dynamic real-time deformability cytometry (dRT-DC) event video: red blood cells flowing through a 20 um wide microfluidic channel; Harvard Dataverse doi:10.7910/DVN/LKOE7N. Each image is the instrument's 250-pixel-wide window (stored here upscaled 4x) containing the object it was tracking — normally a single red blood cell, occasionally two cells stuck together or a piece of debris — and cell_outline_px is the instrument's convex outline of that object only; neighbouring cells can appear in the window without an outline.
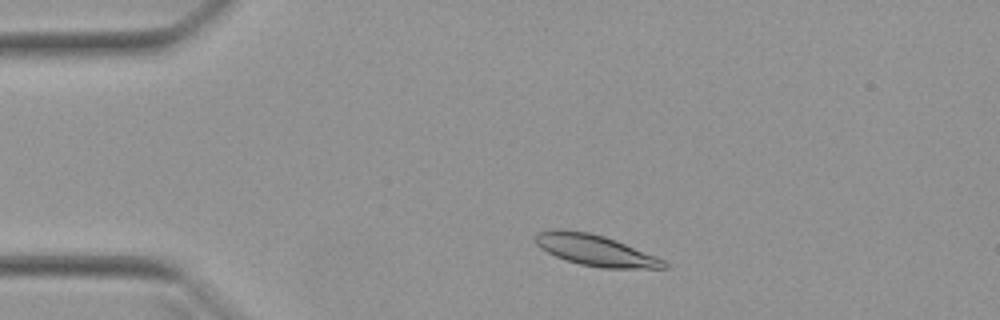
{"species": "Egyptian fruit bat (a non-hibernating species)", "species_latin": "Rousettus aegyptiacus", "temperature_condition": "warm", "stored_images_in_passage": 47, "camera_frame_rate_fps": 3000, "um_per_image_px": 0.085, "animal": {"sex": "female"}, "frame": {"image": 1, "passage_image": 6, "time_ms": 1.667, "image_size_px": [1000, 320], "cell_outline_px": [[668, 268], [600, 268], [580, 264], [556, 256], [540, 248], [536, 244], [536, 232], [552, 228], [560, 228], [588, 232], [604, 236], [616, 240], [664, 260], [668, 264]], "centroid_in_image_um": [50.57, 21.25], "position_along_channel_um": 34.4, "area_um2": 23.18}}
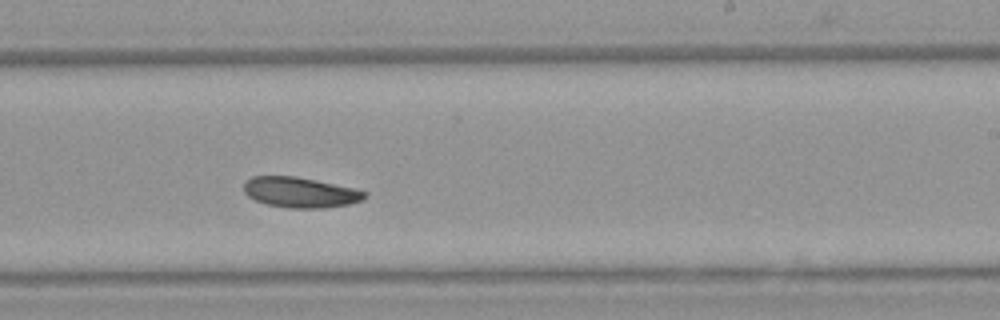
{"frame": {"image": 2, "passage_image": 27, "time_ms": 8.667, "image_size_px": [1000, 320], "cell_outline_px": [[368, 196], [352, 204], [324, 208], [288, 208], [264, 204], [248, 196], [244, 192], [244, 180], [252, 176], [296, 176], [356, 188], [368, 192]], "centroid_in_image_um": [25.53, 16.35], "position_along_channel_um": 263.5, "area_um2": 21.73}}
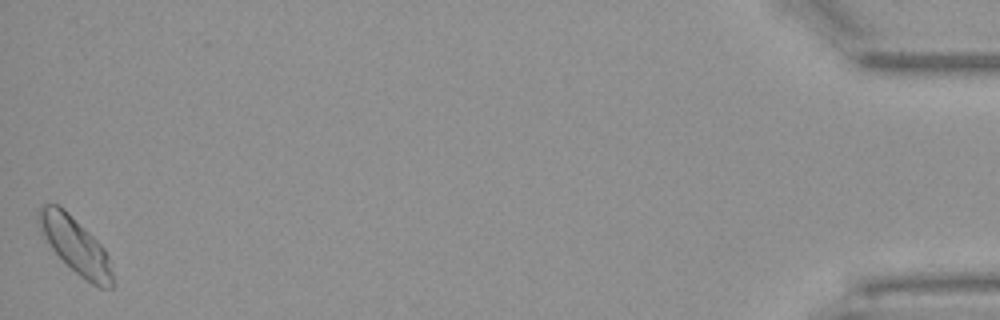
{"frame": {"image": 3, "passage_image": 47, "time_ms": 15.333, "image_size_px": [1000, 320], "cell_outline_px": [[112, 288], [100, 288], [92, 284], [80, 276], [52, 248], [44, 236], [36, 220], [36, 212], [40, 204], [60, 204], [104, 248], [108, 256], [112, 272]], "centroid_in_image_um": [6.37, 20.81], "position_along_channel_um": 428.8, "area_um2": 23.7}, "authors_computed_cell_mechanics": {"area_um2": 21.8484, "velocity_mm_per_s": 3.9192, "shape_relaxation_time_tau1_ms": 4.9428, "shape_relaxation_time_tau2_ms": null, "deformation_change_tau1": 0.1005, "deformation_change_tau2": null}}